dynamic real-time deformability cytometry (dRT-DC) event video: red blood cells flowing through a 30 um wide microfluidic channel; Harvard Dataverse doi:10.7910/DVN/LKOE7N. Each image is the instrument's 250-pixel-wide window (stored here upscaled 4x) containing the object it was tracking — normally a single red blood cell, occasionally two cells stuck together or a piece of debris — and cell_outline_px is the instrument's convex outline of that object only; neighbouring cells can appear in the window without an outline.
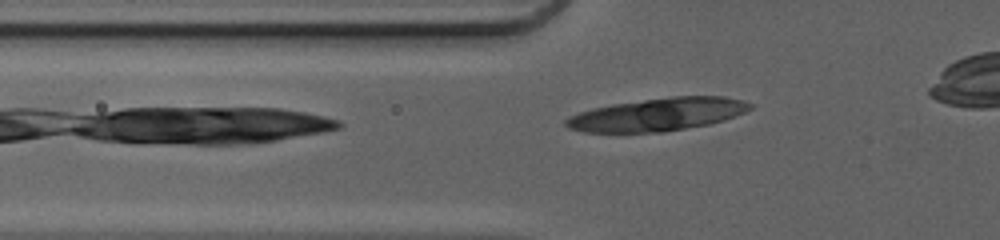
{"species": "common noctule bat (a hibernating species)", "species_latin": "Nyctalus noctula", "temperature_condition": "cold", "stored_images_in_passage": 30, "camera_frame_rate_fps": 3000, "um_per_image_px": 0.085, "animal": {"sex": "female", "body_mass_g": 20.0, "forearm_length_mm": 54.0}, "frame": {"image": 1, "passage_image": 3, "time_ms": 0.667, "image_size_px": [1000, 240], "cell_outline_px": [[756, 104], [752, 108], [736, 116], [724, 120], [708, 124], [664, 132], [584, 132], [568, 128], [564, 124], [564, 120], [568, 116], [592, 108], [612, 104], [672, 96], [724, 96], [744, 100]], "centroid_in_image_um": [55.92, 9.72], "position_along_channel_um": 69.9, "area_um2": 35.43}}
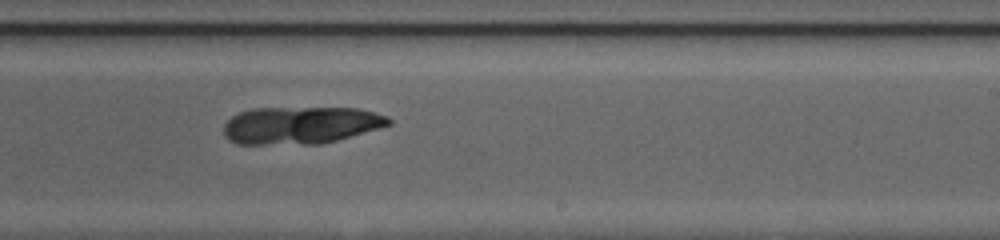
{"frame": {"image": 2, "passage_image": 17, "time_ms": 5.333, "image_size_px": [1000, 240], "cell_outline_px": [[392, 124], [380, 128], [336, 140], [320, 144], [236, 144], [228, 140], [224, 136], [224, 124], [232, 116], [240, 112], [252, 108], [356, 108], [388, 116], [392, 120]], "centroid_in_image_um": [25.54, 10.64], "position_along_channel_um": 263.5, "area_um2": 36.01}}
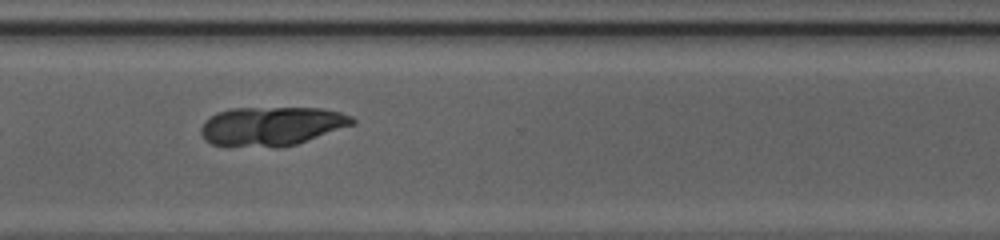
{"frame": {"image": 3, "passage_image": 23, "time_ms": 7.333, "image_size_px": [1000, 240], "cell_outline_px": [[356, 124], [296, 144], [280, 148], [228, 148], [212, 144], [204, 140], [200, 132], [200, 128], [204, 120], [216, 112], [232, 108], [324, 108], [340, 112], [352, 116], [356, 120]], "centroid_in_image_um": [23.04, 10.75], "position_along_channel_um": 347.6, "area_um2": 35.43}}